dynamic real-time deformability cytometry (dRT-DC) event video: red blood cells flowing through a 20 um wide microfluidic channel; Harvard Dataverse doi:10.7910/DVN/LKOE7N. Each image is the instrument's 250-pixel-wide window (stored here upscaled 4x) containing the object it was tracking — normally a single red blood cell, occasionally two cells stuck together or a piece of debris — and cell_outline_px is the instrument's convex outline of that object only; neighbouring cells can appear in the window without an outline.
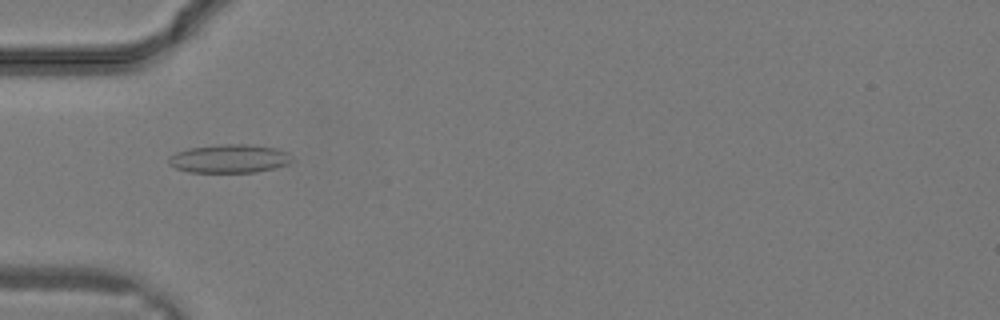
{"species": "common noctule bat (a hibernating species)", "species_latin": "Nyctalus noctula", "temperature_condition": "warm", "stored_images_in_passage": 27, "camera_frame_rate_fps": 3000, "um_per_image_px": 0.085, "animal": {"sex": "male", "body_mass_g": 19.2, "forearm_length_mm": 51.8}, "frame": {"image": 1, "passage_image": 6, "time_ms": 1.667, "image_size_px": [1000, 320], "cell_outline_px": [[292, 160], [288, 164], [276, 168], [256, 172], [188, 172], [176, 168], [168, 164], [168, 156], [176, 152], [188, 148], [224, 144], [248, 144], [276, 148], [288, 152]], "centroid_in_image_um": [19.49, 13.48], "position_along_channel_um": 65.5, "area_um2": 20.58}}
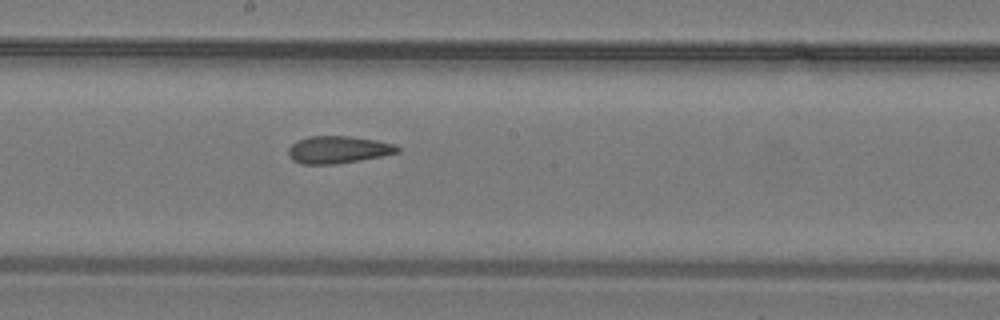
{"frame": {"image": 2, "passage_image": 13, "time_ms": 4.0, "image_size_px": [1000, 320], "cell_outline_px": [[400, 152], [384, 156], [336, 164], [300, 164], [292, 160], [288, 156], [288, 148], [296, 140], [308, 136], [348, 136], [376, 140], [396, 144], [400, 148]], "centroid_in_image_um": [28.74, 12.72], "position_along_channel_um": 219.5, "area_um2": 17.63}}
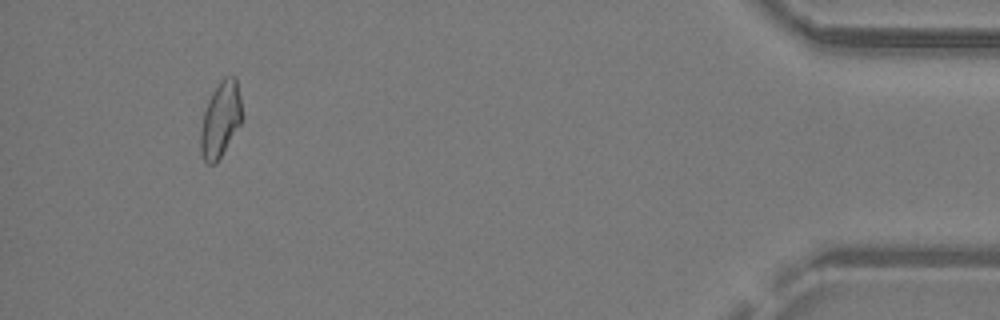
{"frame": {"image": 3, "passage_image": 25, "time_ms": 8.0, "image_size_px": [1000, 320], "cell_outline_px": [[240, 124], [216, 164], [208, 164], [204, 160], [200, 152], [200, 132], [204, 112], [208, 100], [212, 92], [220, 80], [224, 76], [236, 76], [240, 96]], "centroid_in_image_um": [18.71, 10.15], "position_along_channel_um": 416.5, "area_um2": 17.98}}